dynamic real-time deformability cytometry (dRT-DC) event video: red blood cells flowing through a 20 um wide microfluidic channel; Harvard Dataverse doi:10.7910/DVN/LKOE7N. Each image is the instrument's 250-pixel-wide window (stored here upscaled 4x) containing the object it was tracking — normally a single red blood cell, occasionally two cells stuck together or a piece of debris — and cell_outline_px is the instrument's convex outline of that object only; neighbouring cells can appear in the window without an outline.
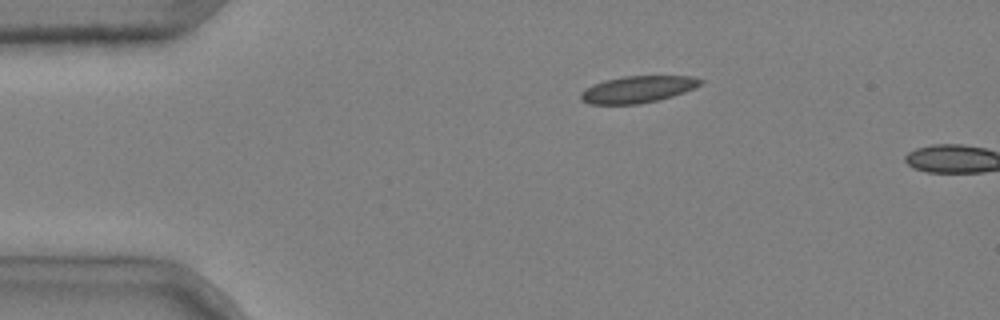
{"species": "common noctule bat (a hibernating species)", "species_latin": "Nyctalus noctula", "temperature_condition": "cold", "stored_images_in_passage": 3, "camera_frame_rate_fps": 3000, "um_per_image_px": 0.085, "animal": {"sex": "male", "body_mass_g": 20.4}, "frame": {"image": 1, "passage_image": 2, "time_ms": 0.333, "image_size_px": [1000, 320], "cell_outline_px": [[704, 80], [700, 84], [684, 92], [660, 100], [640, 104], [588, 104], [580, 100], [580, 92], [584, 88], [592, 84], [604, 80], [624, 76], [692, 76]], "centroid_in_image_um": [54.14, 7.6], "position_along_channel_um": 30.9, "area_um2": 18.84}}